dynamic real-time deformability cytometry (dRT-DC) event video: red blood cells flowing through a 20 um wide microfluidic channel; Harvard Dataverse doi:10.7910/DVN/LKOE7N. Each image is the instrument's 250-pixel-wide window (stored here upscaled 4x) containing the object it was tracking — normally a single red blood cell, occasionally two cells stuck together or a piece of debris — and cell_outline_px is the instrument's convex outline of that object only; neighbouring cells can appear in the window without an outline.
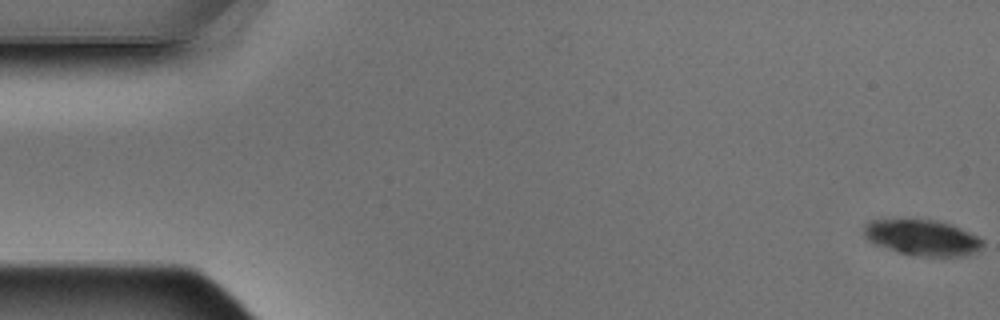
{"species": "Egyptian fruit bat (a non-hibernating species)", "species_latin": "Rousettus aegyptiacus", "temperature_condition": "warm", "stored_images_in_passage": 6, "camera_frame_rate_fps": 3000, "um_per_image_px": 0.085, "animal": {"sex": "male"}, "frame": {"image": 1, "passage_image": 1, "time_ms": 0.0, "image_size_px": [1000, 320], "cell_outline_px": [[984, 244], [980, 248], [964, 256], [916, 256], [900, 252], [876, 244], [868, 240], [864, 236], [864, 228], [872, 220], [936, 220], [960, 228], [984, 240]], "centroid_in_image_um": [78.41, 20.2], "position_along_channel_um": 6.6, "area_um2": 24.16}}
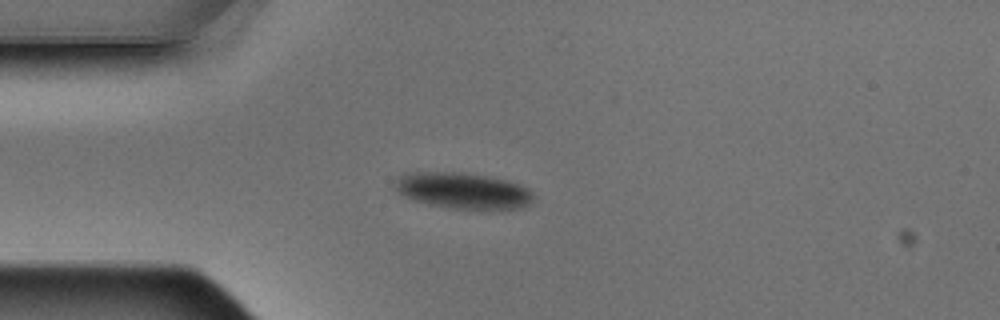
{"frame": {"image": 2, "passage_image": 5, "time_ms": 1.333, "image_size_px": [1000, 320], "cell_outline_px": [[532, 200], [524, 208], [484, 212], [448, 208], [428, 204], [404, 196], [396, 192], [392, 184], [404, 172], [460, 172], [488, 176], [520, 184], [528, 188], [532, 192]], "centroid_in_image_um": [39.36, 16.24], "position_along_channel_um": 45.6, "area_um2": 30.11}}
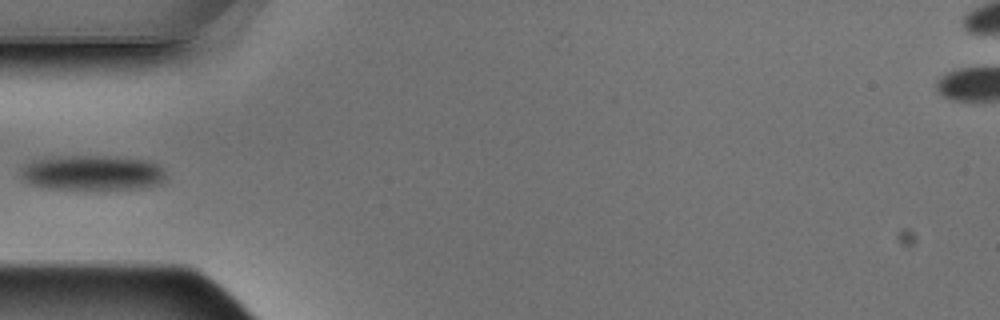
{"frame": {"image": 3, "passage_image": 6, "time_ms": 1.667, "image_size_px": [1000, 320], "cell_outline_px": [[168, 180], [164, 184], [140, 188], [84, 192], [44, 188], [32, 184], [24, 180], [20, 176], [20, 168], [24, 164], [32, 160], [56, 156], [100, 156], [144, 160], [156, 164], [164, 168]], "centroid_in_image_um": [7.85, 14.74], "position_along_channel_um": 77.2, "area_um2": 31.04}}